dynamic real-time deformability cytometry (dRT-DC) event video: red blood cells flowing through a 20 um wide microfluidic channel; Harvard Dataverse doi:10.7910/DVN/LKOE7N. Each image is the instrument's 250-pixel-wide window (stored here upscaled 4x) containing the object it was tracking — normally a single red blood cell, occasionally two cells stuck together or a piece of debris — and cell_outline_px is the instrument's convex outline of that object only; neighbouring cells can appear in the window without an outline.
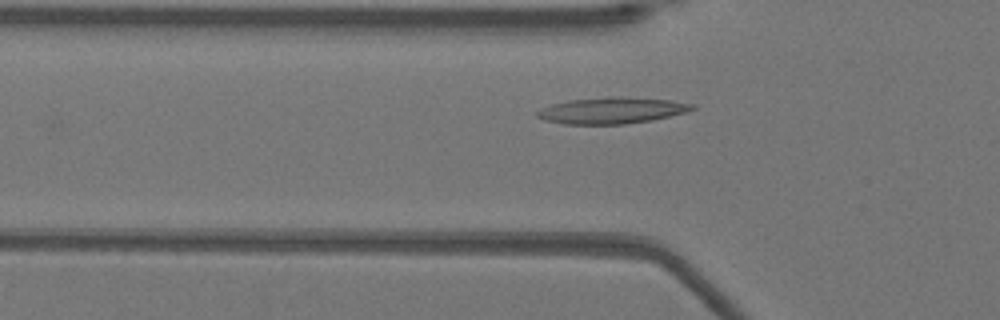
{"species": "Egyptian fruit bat (a non-hibernating species)", "species_latin": "Rousettus aegyptiacus", "temperature_condition": "warm", "stored_images_in_passage": 32, "camera_frame_rate_fps": 3000, "um_per_image_px": 0.085, "animal": {"sex": "female"}, "frame": {"image": 1, "passage_image": 4, "time_ms": 1.0, "image_size_px": [1000, 320], "cell_outline_px": [[696, 108], [684, 112], [652, 120], [624, 124], [564, 124], [544, 120], [536, 116], [536, 112], [540, 108], [552, 104], [568, 100], [608, 96], [620, 96], [672, 100], [696, 104]], "centroid_in_image_um": [51.98, 9.38], "position_along_channel_um": 73.8, "area_um2": 23.93}}
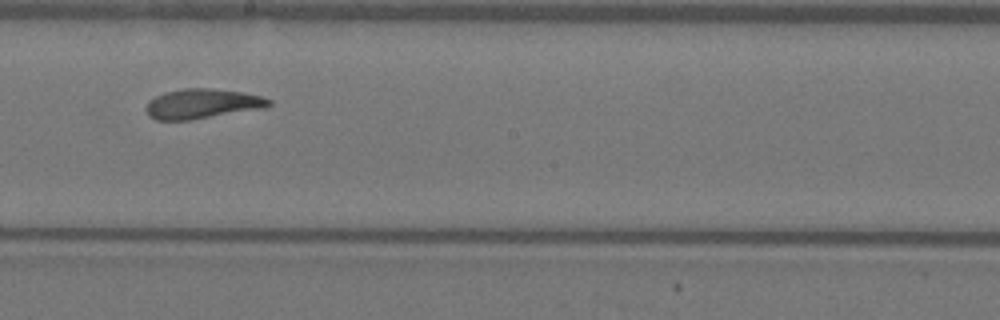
{"frame": {"image": 2, "passage_image": 16, "time_ms": 5.0, "image_size_px": [1000, 320], "cell_outline_px": [[272, 104], [264, 108], [188, 120], [156, 120], [148, 116], [144, 108], [148, 100], [164, 92], [184, 88], [212, 88], [244, 92], [260, 96], [272, 100]], "centroid_in_image_um": [17.15, 8.81], "position_along_channel_um": 231.0, "area_um2": 21.44}}
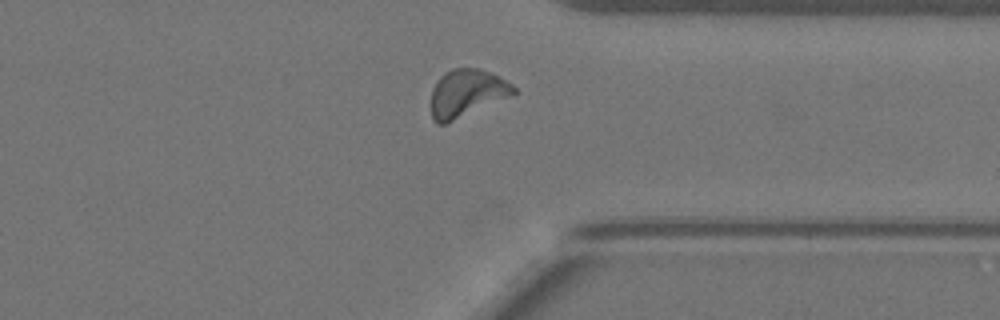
{"frame": {"image": 3, "passage_image": 27, "time_ms": 8.667, "image_size_px": [1000, 320], "cell_outline_px": [[516, 92], [508, 96], [444, 124], [436, 124], [432, 120], [432, 88], [436, 80], [444, 72], [452, 68], [480, 68], [512, 84], [516, 88]], "centroid_in_image_um": [39.61, 7.89], "position_along_channel_um": 371.8, "area_um2": 22.31}}